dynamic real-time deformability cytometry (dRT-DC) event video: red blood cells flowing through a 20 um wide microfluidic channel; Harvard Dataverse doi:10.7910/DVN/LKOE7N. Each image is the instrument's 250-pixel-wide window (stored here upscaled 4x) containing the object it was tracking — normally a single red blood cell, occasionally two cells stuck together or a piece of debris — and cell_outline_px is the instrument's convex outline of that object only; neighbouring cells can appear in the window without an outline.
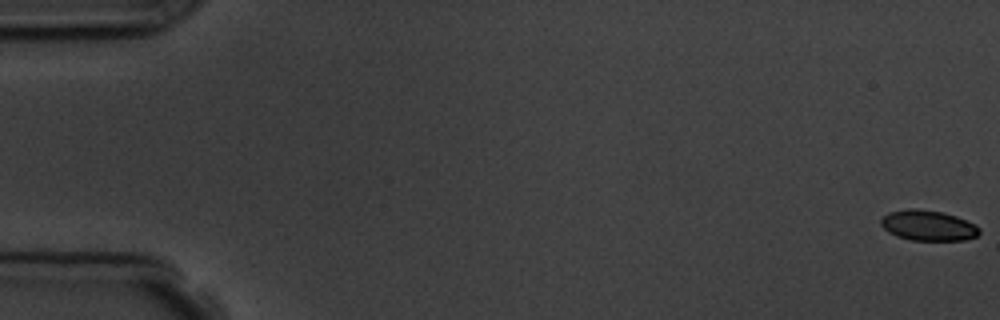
{"species": "common noctule bat (a hibernating species)", "species_latin": "Nyctalus noctula", "temperature_condition": "room temperature", "stored_images_in_passage": 5, "camera_frame_rate_fps": 3000, "um_per_image_px": 0.085, "animal": {"sex": "male", "body_mass_g": 19.5, "forearm_length_mm": 54.6}, "frame": {"image": 1, "passage_image": 1, "time_ms": 0.0, "image_size_px": [1000, 320], "cell_outline_px": [[980, 232], [976, 236], [964, 240], [912, 240], [896, 236], [888, 232], [880, 224], [880, 220], [888, 212], [908, 208], [916, 208], [940, 212], [956, 216], [976, 224], [980, 228]], "centroid_in_image_um": [78.88, 19.16], "position_along_channel_um": 6.1, "area_um2": 17.46}}
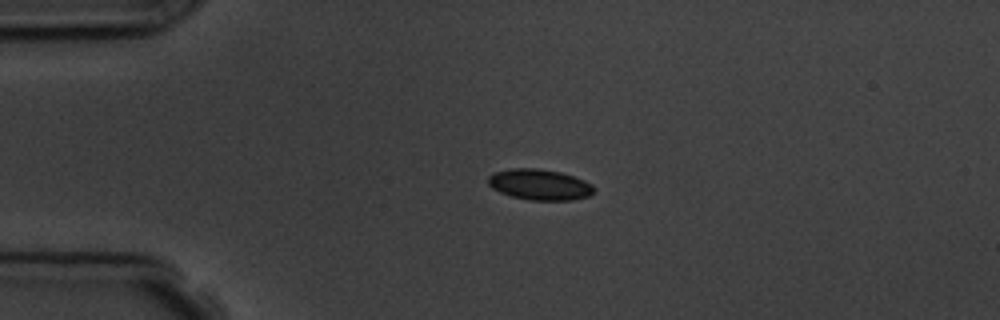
{"frame": {"image": 2, "passage_image": 4, "time_ms": 4.333, "image_size_px": [1000, 320], "cell_outline_px": [[596, 188], [588, 196], [572, 200], [528, 200], [512, 196], [500, 192], [492, 188], [488, 184], [488, 176], [492, 172], [512, 168], [536, 168], [560, 172], [584, 180], [592, 184]], "centroid_in_image_um": [45.84, 15.68], "position_along_channel_um": 39.2, "area_um2": 19.02}}